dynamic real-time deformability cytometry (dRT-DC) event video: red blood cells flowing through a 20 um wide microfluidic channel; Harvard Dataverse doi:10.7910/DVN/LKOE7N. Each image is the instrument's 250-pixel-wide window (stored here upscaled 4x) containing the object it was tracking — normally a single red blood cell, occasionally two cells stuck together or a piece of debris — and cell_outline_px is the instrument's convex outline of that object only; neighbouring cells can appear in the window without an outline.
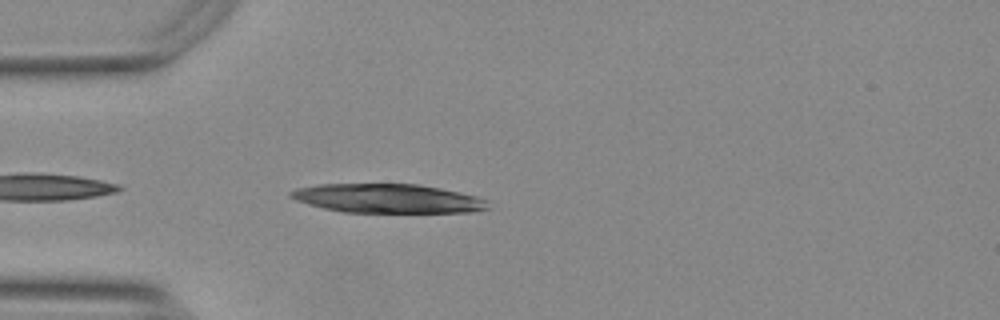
{"species": "Egyptian fruit bat (a non-hibernating species)", "species_latin": "Rousettus aegyptiacus", "temperature_condition": "warm", "stored_images_in_passage": 35, "camera_frame_rate_fps": 3000, "um_per_image_px": 0.085, "animal": {"sex": "female"}, "frame": {"image": 1, "passage_image": 3, "time_ms": 0.667, "image_size_px": [1000, 320], "cell_outline_px": [[492, 208], [472, 212], [344, 212], [324, 208], [308, 204], [296, 200], [288, 196], [288, 192], [296, 188], [316, 184], [420, 184], [460, 192], [476, 196], [488, 200]], "centroid_in_image_um": [32.97, 16.86], "position_along_channel_um": 52.0, "area_um2": 33.58}}